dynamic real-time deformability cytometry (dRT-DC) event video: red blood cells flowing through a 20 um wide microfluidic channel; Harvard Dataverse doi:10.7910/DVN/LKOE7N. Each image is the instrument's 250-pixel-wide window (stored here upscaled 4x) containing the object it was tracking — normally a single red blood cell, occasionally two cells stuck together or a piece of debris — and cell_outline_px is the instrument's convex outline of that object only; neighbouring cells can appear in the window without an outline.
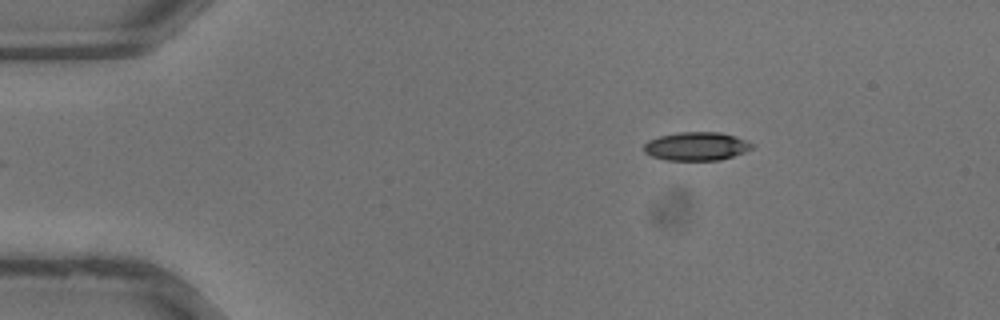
{"species": "common noctule bat (a hibernating species)", "species_latin": "Nyctalus noctula", "temperature_condition": "warm", "stored_images_in_passage": 31, "camera_frame_rate_fps": 3000, "um_per_image_px": 0.085, "animal": {"sex": "male", "body_mass_g": 13.3}, "frame": {"image": 1, "passage_image": 1, "time_ms": 0.0, "image_size_px": [1000, 320], "cell_outline_px": [[756, 144], [752, 148], [744, 152], [720, 160], [664, 160], [652, 156], [644, 152], [644, 144], [648, 140], [660, 136], [680, 132], [720, 132], [736, 136], [748, 140]], "centroid_in_image_um": [59.22, 12.43], "position_along_channel_um": 25.8, "area_um2": 18.03}}
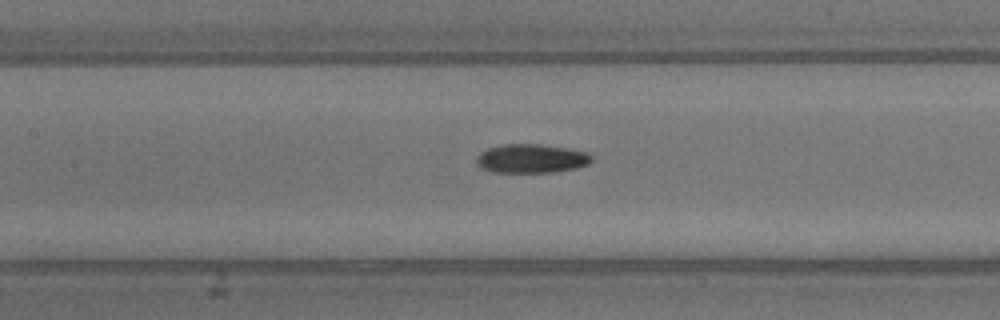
{"frame": {"image": 2, "passage_image": 12, "time_ms": 3.667, "image_size_px": [1000, 320], "cell_outline_px": [[592, 160], [588, 164], [576, 168], [552, 172], [492, 172], [480, 168], [476, 164], [476, 156], [480, 152], [488, 148], [504, 144], [540, 144], [568, 148], [588, 152], [592, 156]], "centroid_in_image_um": [45.14, 13.47], "position_along_channel_um": 162.3, "area_um2": 19.54}}
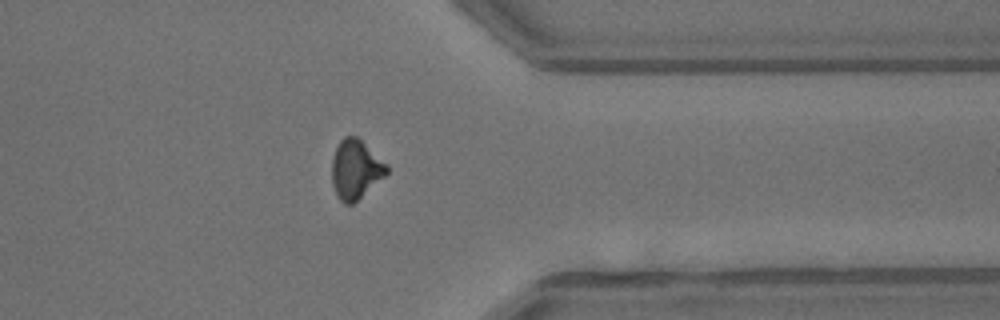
{"frame": {"image": 3, "passage_image": 24, "time_ms": 7.667, "image_size_px": [1000, 320], "cell_outline_px": [[388, 172], [384, 176], [352, 204], [344, 204], [340, 200], [332, 184], [332, 160], [336, 148], [340, 140], [344, 136], [356, 136], [388, 164]], "centroid_in_image_um": [30.22, 14.38], "position_along_channel_um": 381.2, "area_um2": 18.61}}